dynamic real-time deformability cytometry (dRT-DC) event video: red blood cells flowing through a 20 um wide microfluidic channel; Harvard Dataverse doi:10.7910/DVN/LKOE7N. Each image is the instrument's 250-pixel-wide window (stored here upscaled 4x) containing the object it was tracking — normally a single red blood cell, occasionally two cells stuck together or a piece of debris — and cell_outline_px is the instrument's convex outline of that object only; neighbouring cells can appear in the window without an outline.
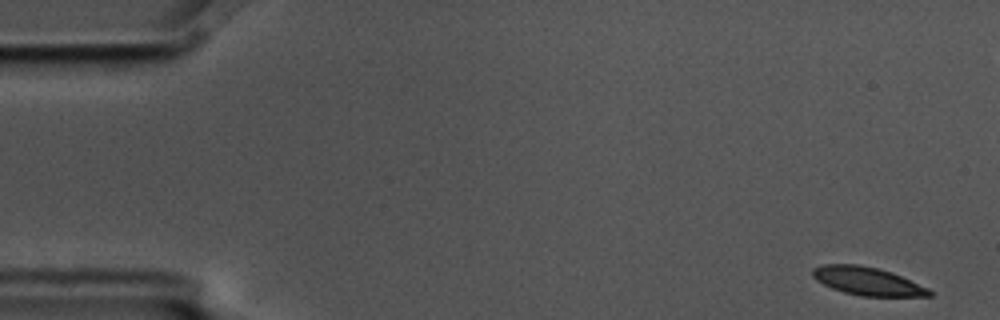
{"species": "common noctule bat (a hibernating species)", "species_latin": "Nyctalus noctula", "temperature_condition": "cold", "stored_images_in_passage": 5, "camera_frame_rate_fps": 3000, "um_per_image_px": 0.085, "animal": {"sex": "male", "body_mass_g": 17.5, "forearm_length_mm": 52.3}, "frame": {"image": 1, "passage_image": 1, "time_ms": 0.0, "image_size_px": [1000, 320], "cell_outline_px": [[932, 296], [860, 296], [844, 292], [832, 288], [816, 280], [812, 276], [812, 268], [820, 264], [860, 264], [892, 272], [928, 288], [932, 292]], "centroid_in_image_um": [73.7, 23.89], "position_along_channel_um": 11.3, "area_um2": 19.13}}